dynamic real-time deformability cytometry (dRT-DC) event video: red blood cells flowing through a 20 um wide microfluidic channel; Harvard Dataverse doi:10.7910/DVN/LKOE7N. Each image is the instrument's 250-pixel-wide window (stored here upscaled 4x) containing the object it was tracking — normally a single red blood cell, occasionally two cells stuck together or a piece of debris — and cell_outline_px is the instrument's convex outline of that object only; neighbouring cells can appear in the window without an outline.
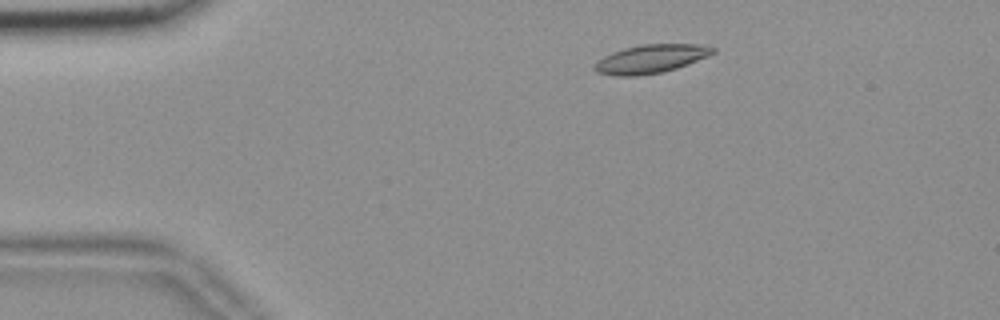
{"species": "common noctule bat (a hibernating species)", "species_latin": "Nyctalus noctula", "temperature_condition": "room temperature", "stored_images_in_passage": 51, "camera_frame_rate_fps": 3000, "um_per_image_px": 0.085, "animal": {"sex": "female", "body_mass_g": 18.4}, "frame": {"image": 1, "passage_image": 6, "time_ms": 1.667, "image_size_px": [1000, 320], "cell_outline_px": [[716, 52], [708, 56], [688, 64], [676, 68], [660, 72], [636, 76], [616, 76], [596, 72], [592, 68], [604, 56], [612, 52], [624, 48], [644, 44], [696, 44], [716, 48]], "centroid_in_image_um": [55.32, 5.0], "position_along_channel_um": 29.7, "area_um2": 19.48}}
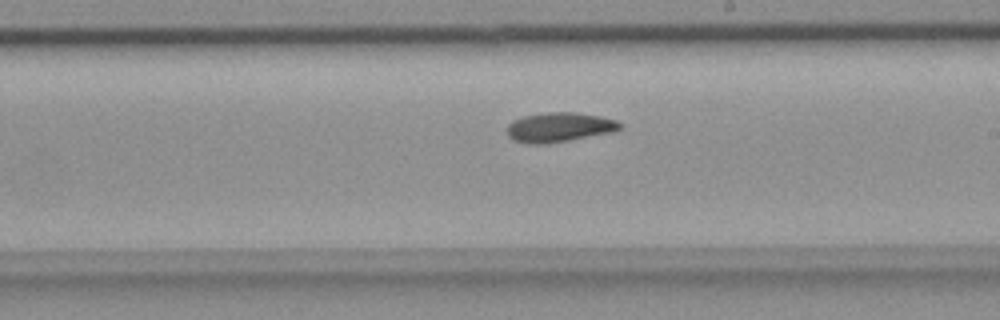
{"frame": {"image": 2, "passage_image": 28, "time_ms": 9.0, "image_size_px": [1000, 320], "cell_outline_px": [[624, 124], [620, 128], [612, 132], [548, 144], [528, 144], [512, 140], [508, 136], [508, 124], [512, 120], [524, 116], [548, 112], [576, 112], [600, 116], [616, 120]], "centroid_in_image_um": [47.53, 10.82], "position_along_channel_um": 241.5, "area_um2": 19.54}}
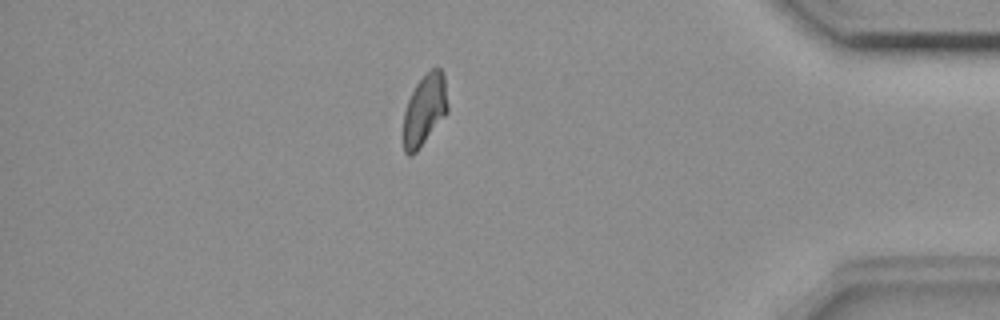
{"frame": {"image": 3, "passage_image": 44, "time_ms": 14.333, "image_size_px": [1000, 320], "cell_outline_px": [[448, 112], [420, 148], [412, 156], [408, 156], [404, 152], [404, 112], [408, 100], [416, 84], [432, 68], [440, 68], [444, 72], [448, 108]], "centroid_in_image_um": [36.1, 9.36], "position_along_channel_um": 399.1, "area_um2": 18.32}}